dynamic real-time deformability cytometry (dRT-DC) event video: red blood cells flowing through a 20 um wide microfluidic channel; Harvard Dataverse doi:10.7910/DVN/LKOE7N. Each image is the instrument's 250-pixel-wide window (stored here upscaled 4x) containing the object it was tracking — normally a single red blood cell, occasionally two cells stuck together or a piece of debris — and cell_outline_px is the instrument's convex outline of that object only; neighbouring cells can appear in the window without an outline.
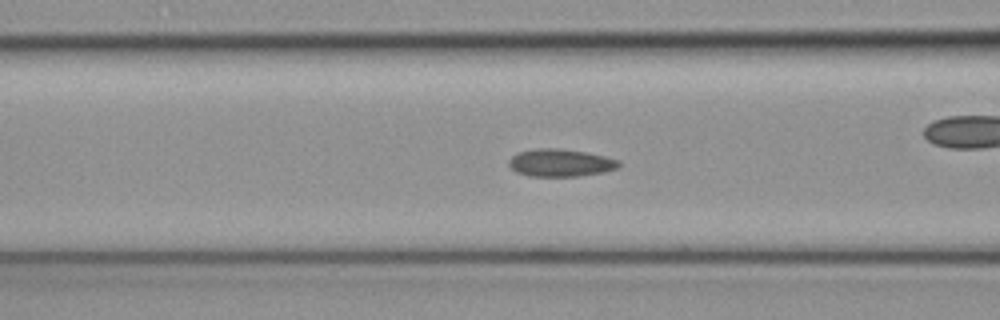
{"species": "common noctule bat (a hibernating species)", "species_latin": "Nyctalus noctula", "temperature_condition": "cold", "stored_images_in_passage": 37, "camera_frame_rate_fps": 3000, "um_per_image_px": 0.085, "animal": {"sex": "female", "body_mass_g": 19.3, "forearm_length_mm": 54.1}, "frame": {"image": 1, "passage_image": 7, "time_ms": 2.0, "image_size_px": [1000, 320], "cell_outline_px": [[620, 168], [604, 172], [580, 176], [528, 176], [516, 172], [508, 164], [508, 160], [512, 156], [520, 152], [536, 148], [560, 148], [588, 152], [620, 160]], "centroid_in_image_um": [47.67, 13.84], "position_along_channel_um": 118.9, "area_um2": 17.86}}
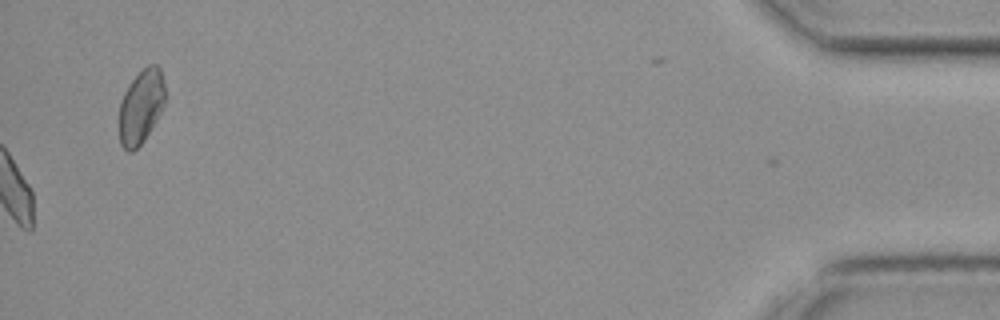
{"frame": {"image": 2, "passage_image": 37, "time_ms": 12.0, "image_size_px": [1000, 320], "cell_outline_px": [[164, 104], [156, 120], [144, 140], [132, 152], [128, 152], [120, 144], [120, 100], [128, 84], [148, 64], [156, 64], [160, 68], [164, 84]], "centroid_in_image_um": [11.98, 9.05], "position_along_channel_um": 423.2, "area_um2": 19.54}}